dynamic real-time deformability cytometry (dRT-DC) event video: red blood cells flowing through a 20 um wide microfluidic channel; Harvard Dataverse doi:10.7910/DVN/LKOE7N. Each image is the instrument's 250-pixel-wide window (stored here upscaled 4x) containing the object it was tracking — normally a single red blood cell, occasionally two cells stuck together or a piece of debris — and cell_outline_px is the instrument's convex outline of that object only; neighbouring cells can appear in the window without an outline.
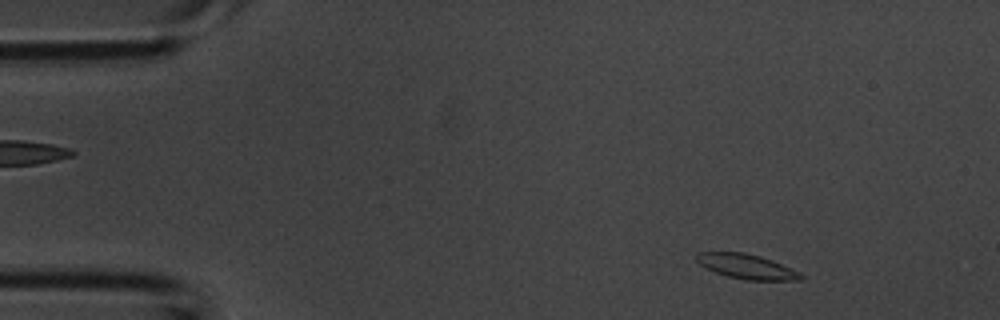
{"species": "common noctule bat (a hibernating species)", "species_latin": "Nyctalus noctula", "temperature_condition": "room temperature", "stored_images_in_passage": 38, "camera_frame_rate_fps": 3000, "um_per_image_px": 0.085, "animal": {"sex": "male", "body_mass_g": 20.1, "forearm_length_mm": 53.5}, "frame": {"image": 1, "passage_image": 1, "time_ms": 0.0, "image_size_px": [1000, 320], "cell_outline_px": [[804, 276], [800, 280], [748, 280], [728, 276], [716, 272], [700, 264], [696, 260], [696, 252], [744, 252], [760, 256], [772, 260], [792, 268], [800, 272]], "centroid_in_image_um": [63.49, 22.64], "position_along_channel_um": 21.5, "area_um2": 14.91}}
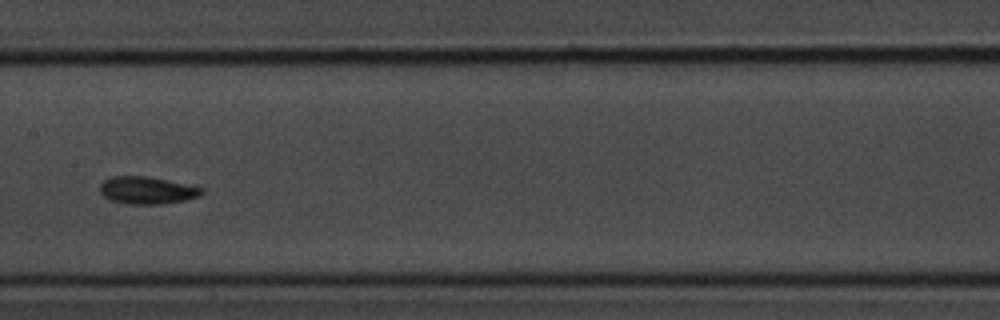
{"frame": {"image": 2, "passage_image": 17, "time_ms": 5.333, "image_size_px": [1000, 320], "cell_outline_px": [[204, 192], [200, 196], [184, 200], [160, 204], [128, 204], [112, 200], [104, 196], [100, 192], [100, 184], [104, 180], [112, 176], [144, 176], [204, 188]], "centroid_in_image_um": [12.48, 16.18], "position_along_channel_um": 194.9, "area_um2": 15.95}}
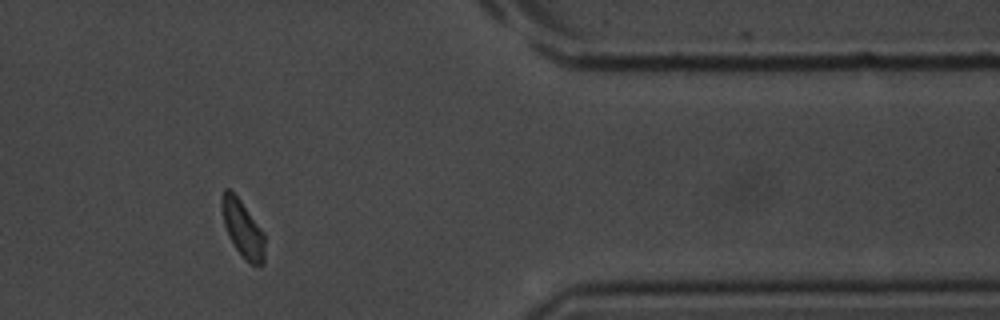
{"frame": {"image": 3, "passage_image": 31, "time_ms": 10.0, "image_size_px": [1000, 320], "cell_outline_px": [[264, 264], [252, 264], [244, 260], [228, 236], [224, 224], [220, 204], [220, 200], [224, 188], [228, 188], [240, 200], [264, 232]], "centroid_in_image_um": [20.61, 19.43], "position_along_channel_um": 390.8, "area_um2": 14.22}}